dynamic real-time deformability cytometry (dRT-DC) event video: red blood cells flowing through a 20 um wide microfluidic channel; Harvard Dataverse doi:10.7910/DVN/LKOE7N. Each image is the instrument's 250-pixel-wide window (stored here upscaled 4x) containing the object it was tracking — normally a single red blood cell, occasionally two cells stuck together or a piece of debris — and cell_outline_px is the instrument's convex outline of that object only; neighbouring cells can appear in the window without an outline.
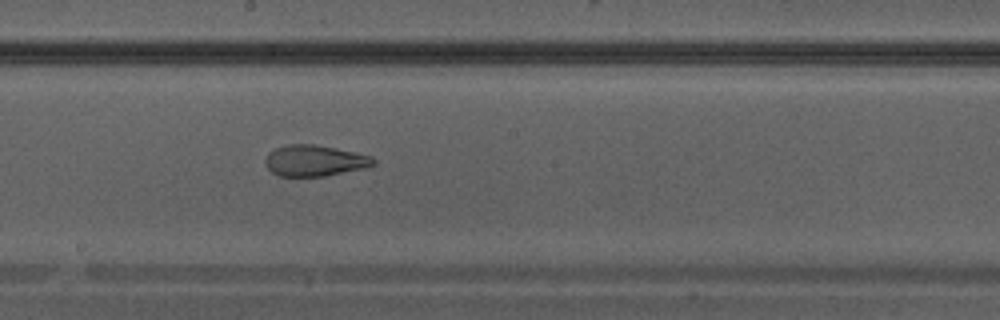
{"species": "Egyptian fruit bat (a non-hibernating species)", "species_latin": "Rousettus aegyptiacus", "temperature_condition": "warm", "stored_images_in_passage": 40, "camera_frame_rate_fps": 3000, "um_per_image_px": 0.085, "animal": {"sex": "male"}, "frame": {"image": 1, "passage_image": 23, "time_ms": 7.333, "image_size_px": [1000, 320], "cell_outline_px": [[376, 164], [364, 168], [324, 176], [280, 176], [272, 172], [264, 164], [264, 160], [268, 152], [276, 148], [288, 144], [316, 144], [336, 148], [372, 156], [376, 160]], "centroid_in_image_um": [26.73, 13.65], "position_along_channel_um": 221.5, "area_um2": 19.65}}